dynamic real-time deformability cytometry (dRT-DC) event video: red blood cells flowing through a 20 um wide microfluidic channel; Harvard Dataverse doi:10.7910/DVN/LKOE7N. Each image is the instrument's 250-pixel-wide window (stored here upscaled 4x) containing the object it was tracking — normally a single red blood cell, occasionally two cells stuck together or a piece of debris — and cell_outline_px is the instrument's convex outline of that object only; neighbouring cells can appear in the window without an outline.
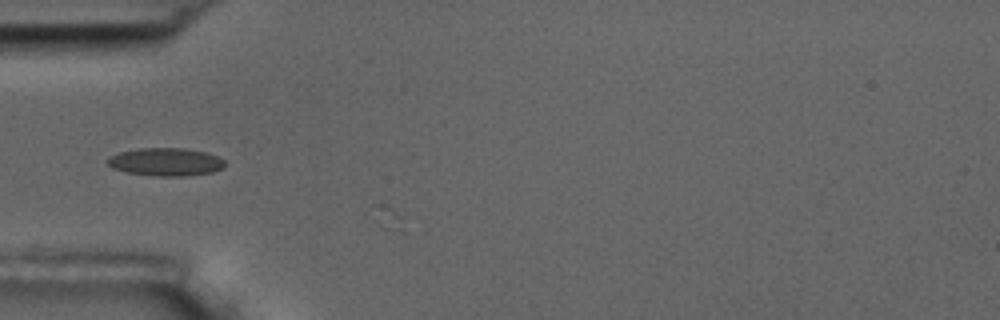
{"species": "common noctule bat (a hibernating species)", "species_latin": "Nyctalus noctula", "temperature_condition": "room temperature", "stored_images_in_passage": 7, "camera_frame_rate_fps": 3000, "um_per_image_px": 0.085, "animal": {"sex": "male", "body_mass_g": 17.5, "forearm_length_mm": 52.3}, "frame": {"image": 1, "passage_image": 4, "time_ms": 3.667, "image_size_px": [1000, 320], "cell_outline_px": [[224, 168], [212, 172], [188, 176], [156, 176], [128, 172], [112, 168], [104, 160], [108, 156], [120, 152], [140, 148], [184, 148], [204, 152], [216, 156], [224, 160]], "centroid_in_image_um": [14.06, 13.76], "position_along_channel_um": 70.9, "area_um2": 19.13}}
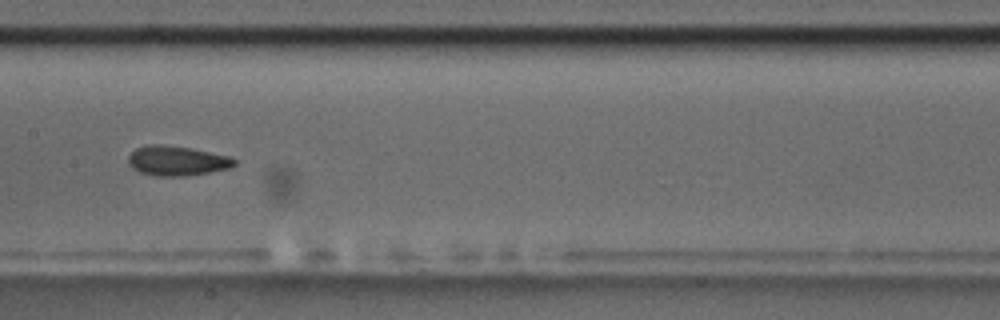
{"frame": {"image": 2, "passage_image": 7, "time_ms": 7.0, "image_size_px": [1000, 320], "cell_outline_px": [[236, 164], [228, 168], [208, 172], [184, 176], [156, 176], [140, 172], [132, 168], [128, 160], [128, 156], [136, 148], [152, 144], [160, 144], [188, 148], [232, 156], [236, 160]], "centroid_in_image_um": [15.04, 13.67], "position_along_channel_um": 192.4, "area_um2": 18.21}}